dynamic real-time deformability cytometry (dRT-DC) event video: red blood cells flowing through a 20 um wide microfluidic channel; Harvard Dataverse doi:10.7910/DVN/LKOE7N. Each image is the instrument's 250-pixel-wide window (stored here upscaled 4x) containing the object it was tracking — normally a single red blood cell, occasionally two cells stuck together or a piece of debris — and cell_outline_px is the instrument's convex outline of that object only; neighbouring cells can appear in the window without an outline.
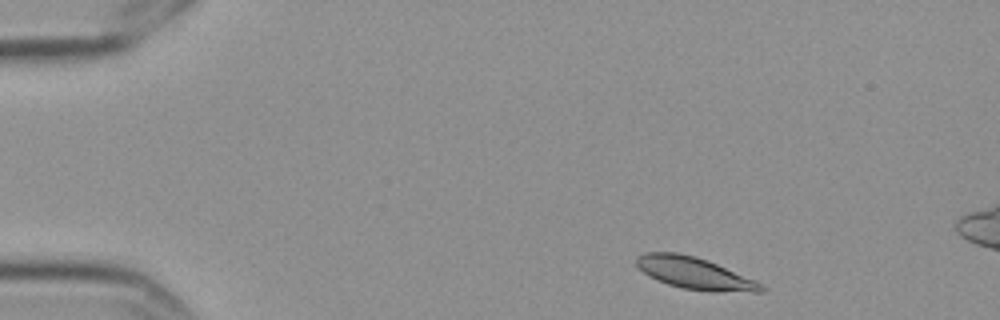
{"species": "Egyptian fruit bat (a non-hibernating species)", "species_latin": "Rousettus aegyptiacus", "temperature_condition": "cold", "stored_images_in_passage": 4, "camera_frame_rate_fps": 3000, "um_per_image_px": 0.085, "frame": {"image": 1, "passage_image": 1, "time_ms": 0.0, "image_size_px": [1000, 320], "cell_outline_px": [[764, 292], [716, 292], [680, 288], [656, 280], [648, 276], [636, 264], [636, 256], [644, 252], [676, 252], [696, 256], [708, 260], [764, 284]], "centroid_in_image_um": [59.04, 23.23], "position_along_channel_um": 26.0, "area_um2": 23.35}}